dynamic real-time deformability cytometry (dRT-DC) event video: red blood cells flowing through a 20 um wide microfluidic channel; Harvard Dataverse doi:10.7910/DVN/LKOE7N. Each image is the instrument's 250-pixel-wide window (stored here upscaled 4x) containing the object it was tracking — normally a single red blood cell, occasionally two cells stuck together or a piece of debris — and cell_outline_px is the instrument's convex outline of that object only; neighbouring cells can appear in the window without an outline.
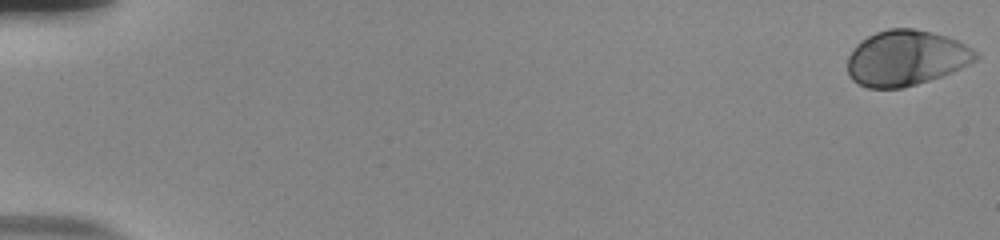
{"species": "human", "species_latin": "Homo sapiens", "temperature_condition": "room temperature", "stored_images_in_passage": 55, "camera_frame_rate_fps": 3000, "um_per_image_px": 0.085, "donor": {"sex": "male"}, "frame": {"image": 1, "passage_image": 1, "time_ms": 0.0, "image_size_px": [1000, 240], "cell_outline_px": [[980, 56], [976, 60], [952, 72], [904, 88], [868, 88], [852, 80], [848, 76], [848, 56], [856, 44], [860, 40], [876, 32], [888, 28], [912, 28], [932, 32], [956, 40], [972, 48]], "centroid_in_image_um": [76.99, 4.93], "position_along_channel_um": 8.0, "area_um2": 41.33}}
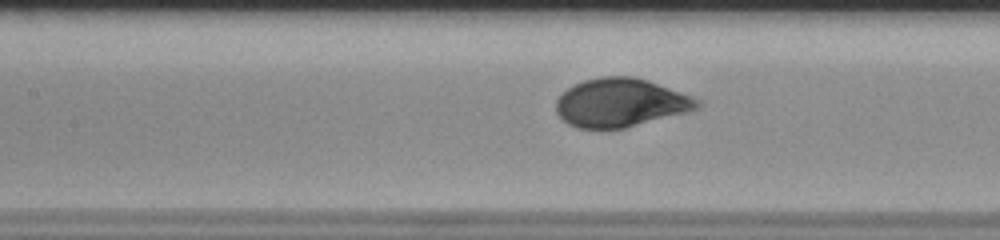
{"frame": {"image": 2, "passage_image": 27, "time_ms": 8.667, "image_size_px": [1000, 240], "cell_outline_px": [[700, 104], [692, 112], [624, 128], [576, 128], [568, 124], [556, 112], [556, 100], [568, 88], [584, 80], [604, 76], [632, 76], [648, 80], [692, 96], [700, 100]], "centroid_in_image_um": [52.78, 8.74], "position_along_channel_um": 154.6, "area_um2": 39.94}}
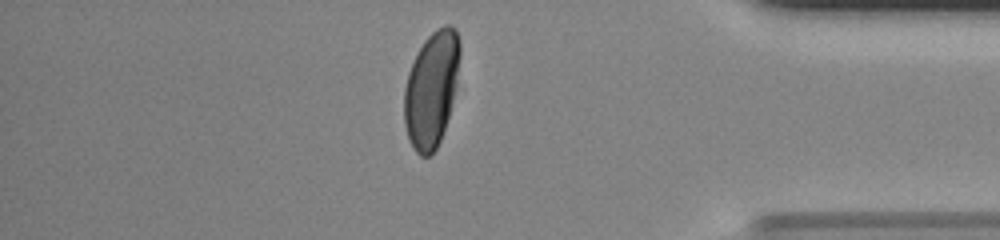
{"frame": {"image": 3, "passage_image": 48, "time_ms": 15.667, "image_size_px": [1000, 240], "cell_outline_px": [[460, 56], [456, 88], [448, 116], [440, 140], [436, 148], [428, 156], [420, 156], [416, 152], [408, 140], [404, 124], [404, 88], [408, 72], [424, 40], [436, 28], [444, 24], [448, 24], [456, 28], [460, 40]], "centroid_in_image_um": [36.67, 7.55], "position_along_channel_um": 398.5, "area_um2": 37.63}, "authors_computed_cell_mechanics": {"area_um2": 40.0554, "velocity_mm_per_s": 3.8158, "shape_relaxation_time_tau1_ms": 2.946, "shape_relaxation_time_tau2_ms": null, "deformation_change_tau1": 0.1681, "deformation_change_tau2": null}}